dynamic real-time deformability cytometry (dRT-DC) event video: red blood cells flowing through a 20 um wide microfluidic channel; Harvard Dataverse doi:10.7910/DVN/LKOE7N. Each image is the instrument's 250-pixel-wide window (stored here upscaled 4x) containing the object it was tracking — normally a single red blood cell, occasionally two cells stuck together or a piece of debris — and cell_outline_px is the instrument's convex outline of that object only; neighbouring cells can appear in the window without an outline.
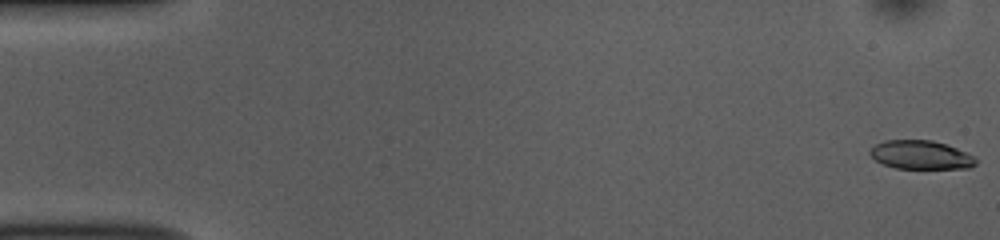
{"species": "common noctule bat (a hibernating species)", "species_latin": "Nyctalus noctula", "temperature_condition": "room temperature", "stored_images_in_passage": 53, "camera_frame_rate_fps": 3000, "um_per_image_px": 0.085, "animal": {"sex": "female", "body_mass_g": 10.0, "forearm_length_mm": 53.1}, "frame": {"image": 1, "passage_image": 1, "time_ms": 0.0, "image_size_px": [1000, 240], "cell_outline_px": [[976, 164], [968, 168], [896, 168], [884, 164], [876, 160], [868, 152], [876, 144], [884, 140], [932, 140], [956, 148], [972, 156], [976, 160]], "centroid_in_image_um": [78.24, 13.16], "position_along_channel_um": 6.8, "area_um2": 17.34}}
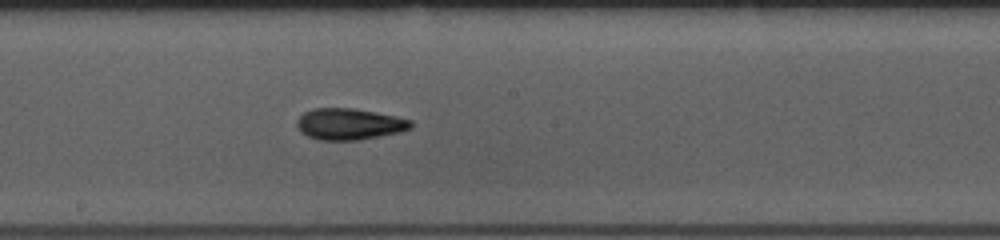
{"frame": {"image": 2, "passage_image": 29, "time_ms": 9.333, "image_size_px": [1000, 240], "cell_outline_px": [[412, 128], [400, 132], [356, 140], [320, 140], [308, 136], [300, 132], [296, 124], [296, 120], [304, 112], [312, 108], [352, 108], [396, 116], [412, 120]], "centroid_in_image_um": [29.67, 10.54], "position_along_channel_um": 218.5, "area_um2": 20.81}}
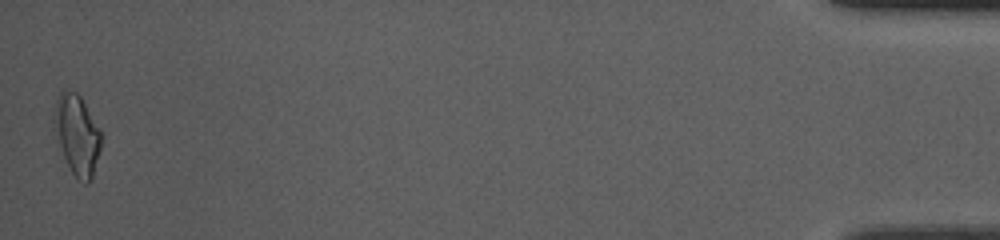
{"frame": {"image": 3, "passage_image": 53, "time_ms": 17.333, "image_size_px": [1000, 240], "cell_outline_px": [[100, 148], [92, 176], [88, 184], [84, 184], [72, 172], [64, 156], [60, 144], [56, 112], [56, 100], [60, 92], [64, 88], [76, 92], [80, 96], [100, 128]], "centroid_in_image_um": [6.6, 11.43], "position_along_channel_um": 428.6, "area_um2": 20.75}, "authors_computed_cell_mechanics": {"area_um2": 19.7098, "velocity_mm_per_s": 3.771, "shape_relaxation_time_tau1_ms": 5.7618, "shape_relaxation_time_tau2_ms": 3.5972, "deformation_change_tau1": 0.15, "deformation_change_tau2": 0.1187}}